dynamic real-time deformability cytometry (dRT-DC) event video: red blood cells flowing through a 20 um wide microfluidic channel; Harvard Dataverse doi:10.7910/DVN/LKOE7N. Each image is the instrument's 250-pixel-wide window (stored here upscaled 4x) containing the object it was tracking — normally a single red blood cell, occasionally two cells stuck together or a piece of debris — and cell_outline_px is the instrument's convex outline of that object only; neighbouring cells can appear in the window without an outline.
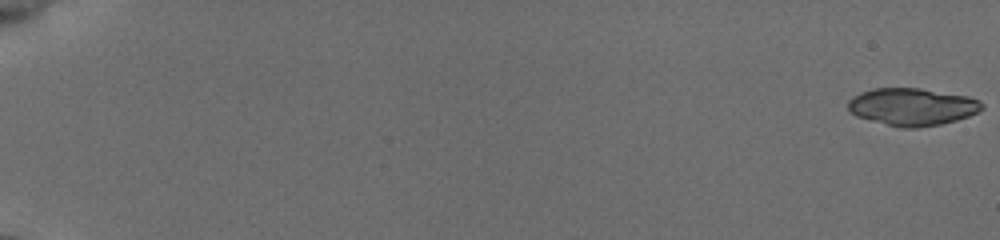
{"species": "common noctule bat (a hibernating species)", "species_latin": "Nyctalus noctula", "temperature_condition": "cold", "stored_images_in_passage": 56, "segment_of_instrument_passage": [1, 2], "camera_frame_rate_fps": 3000, "um_per_image_px": 0.085, "animal": {"sex": "female", "body_mass_g": 19.5, "forearm_length_mm": 54.1}, "frame": {"image": 1, "passage_image": 1, "time_ms": 0.0, "image_size_px": [1000, 240], "cell_outline_px": [[984, 108], [968, 116], [956, 120], [940, 124], [916, 128], [900, 128], [856, 116], [848, 108], [848, 100], [852, 96], [860, 92], [872, 88], [920, 88], [968, 96], [980, 100], [984, 104]], "centroid_in_image_um": [77.53, 9.07], "position_along_channel_um": 7.5, "area_um2": 29.25}}
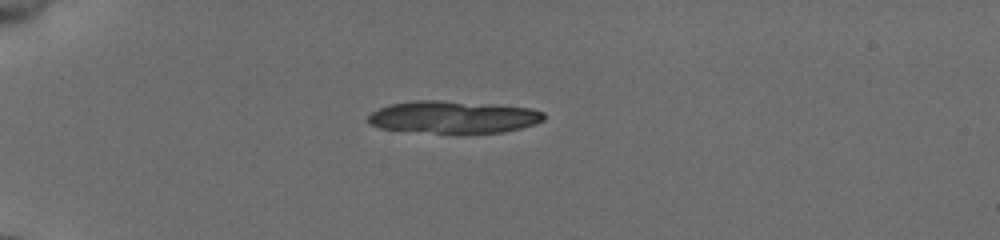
{"frame": {"image": 2, "passage_image": 17, "time_ms": 5.333, "image_size_px": [1000, 240], "cell_outline_px": [[544, 120], [520, 128], [500, 132], [456, 136], [452, 136], [380, 128], [372, 124], [368, 120], [368, 116], [372, 112], [388, 104], [412, 100], [440, 100], [492, 104], [532, 108], [544, 112]], "centroid_in_image_um": [38.52, 9.98], "position_along_channel_um": 46.5, "area_um2": 34.1}}